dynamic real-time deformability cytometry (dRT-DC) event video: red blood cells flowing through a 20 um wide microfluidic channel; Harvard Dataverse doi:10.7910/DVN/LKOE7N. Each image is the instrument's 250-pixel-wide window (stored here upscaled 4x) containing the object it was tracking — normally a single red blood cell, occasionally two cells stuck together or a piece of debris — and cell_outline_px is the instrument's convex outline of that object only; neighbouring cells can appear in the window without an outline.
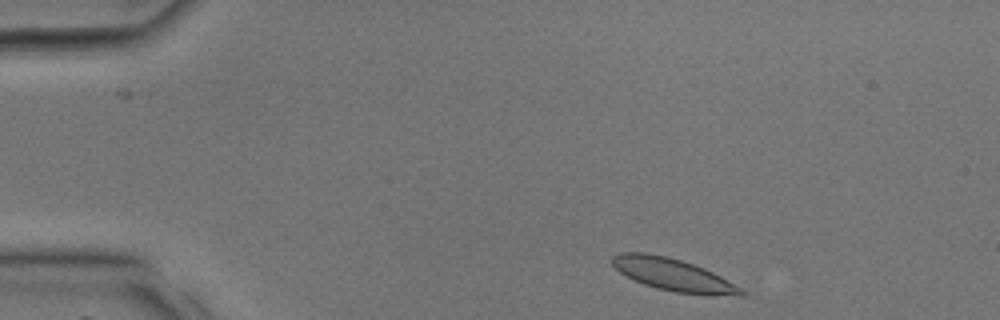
{"species": "common noctule bat (a hibernating species)", "species_latin": "Nyctalus noctula", "temperature_condition": "room temperature", "stored_images_in_passage": 5, "camera_frame_rate_fps": 3000, "um_per_image_px": 0.085, "animal": {"sex": "male", "body_mass_g": 17.9, "forearm_length_mm": 54.2}, "frame": {"image": 1, "passage_image": 1, "time_ms": 0.0, "image_size_px": [1000, 320], "cell_outline_px": [[748, 292], [744, 296], [740, 296], [676, 292], [656, 288], [644, 284], [620, 272], [612, 264], [612, 256], [620, 252], [644, 252], [668, 256], [704, 268], [744, 288]], "centroid_in_image_um": [57.25, 23.34], "position_along_channel_um": 27.7, "area_um2": 24.1}}